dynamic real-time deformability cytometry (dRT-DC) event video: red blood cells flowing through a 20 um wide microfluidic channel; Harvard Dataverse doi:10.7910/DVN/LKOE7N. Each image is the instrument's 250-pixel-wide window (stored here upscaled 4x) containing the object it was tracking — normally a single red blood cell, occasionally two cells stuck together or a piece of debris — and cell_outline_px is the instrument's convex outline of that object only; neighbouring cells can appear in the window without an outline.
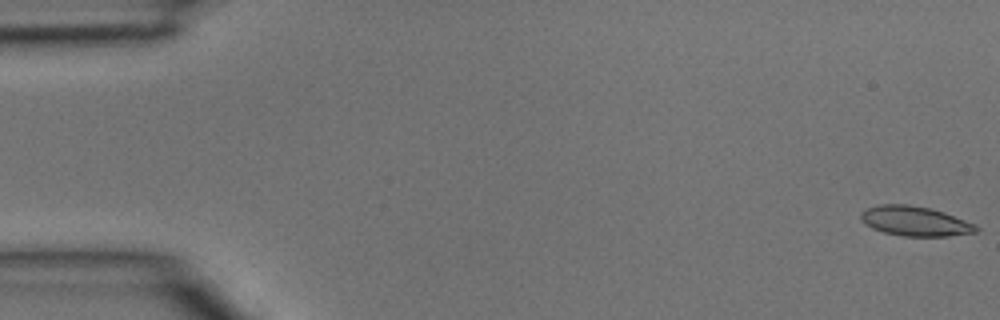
{"species": "common noctule bat (a hibernating species)", "species_latin": "Nyctalus noctula", "temperature_condition": "room temperature", "stored_images_in_passage": 5, "camera_frame_rate_fps": 3000, "um_per_image_px": 0.085, "animal": {"sex": "male", "body_mass_g": 15.6}, "frame": {"image": 1, "passage_image": 1, "time_ms": 0.0, "image_size_px": [1000, 320], "cell_outline_px": [[980, 228], [976, 232], [948, 236], [904, 236], [884, 232], [872, 228], [864, 224], [860, 220], [860, 212], [868, 208], [880, 204], [908, 204], [928, 208], [944, 212], [976, 224]], "centroid_in_image_um": [77.76, 18.79], "position_along_channel_um": 7.2, "area_um2": 20.0}}